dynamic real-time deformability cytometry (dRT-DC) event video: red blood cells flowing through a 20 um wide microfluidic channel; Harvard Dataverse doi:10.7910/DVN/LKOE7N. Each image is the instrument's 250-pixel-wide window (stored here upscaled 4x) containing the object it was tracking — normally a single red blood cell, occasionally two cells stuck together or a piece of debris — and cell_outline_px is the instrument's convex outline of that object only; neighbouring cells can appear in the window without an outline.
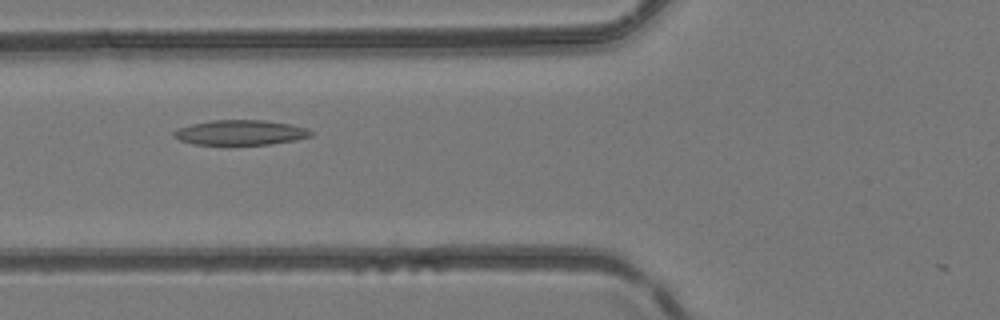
{"species": "common noctule bat (a hibernating species)", "species_latin": "Nyctalus noctula", "temperature_condition": "room temperature", "stored_images_in_passage": 10, "camera_frame_rate_fps": 3000, "um_per_image_px": 0.085, "animal": {"sex": "female", "body_mass_g": 24.6, "forearm_length_mm": 56.2}, "frame": {"image": 1, "passage_image": 6, "time_ms": 1.667, "image_size_px": [1000, 320], "cell_outline_px": [[312, 136], [296, 140], [272, 144], [192, 144], [180, 140], [172, 136], [172, 132], [176, 128], [192, 124], [212, 120], [264, 120], [288, 124], [304, 128], [312, 132]], "centroid_in_image_um": [20.39, 11.26], "position_along_channel_um": 105.4, "area_um2": 19.83}}
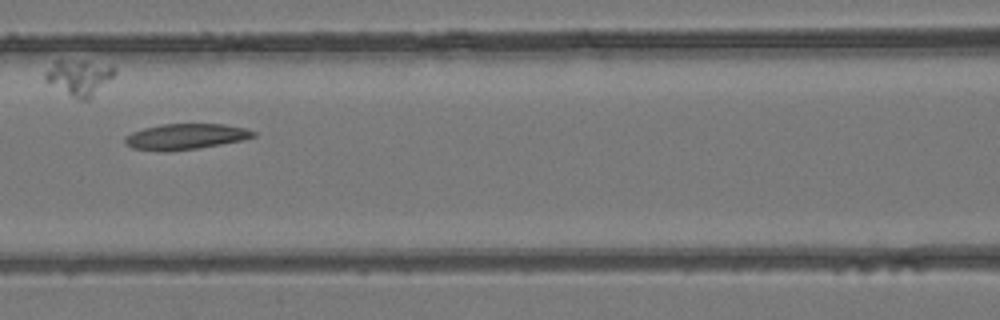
{"frame": {"image": 2, "passage_image": 7, "time_ms": 2.0, "image_size_px": [1000, 320], "cell_outline_px": [[256, 136], [244, 140], [196, 148], [168, 152], [160, 152], [132, 148], [124, 144], [124, 136], [132, 132], [144, 128], [160, 124], [224, 124], [248, 128], [256, 132]], "centroid_in_image_um": [15.75, 11.61], "position_along_channel_um": 150.8, "area_um2": 19.54}}
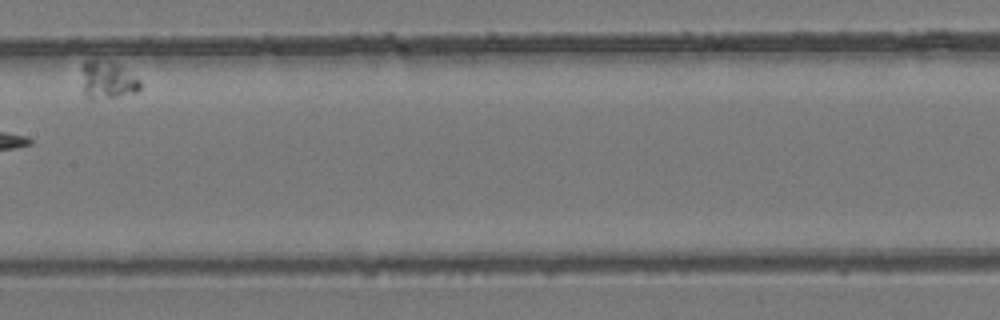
{"frame": {"image": 3, "passage_image": 8, "time_ms": 2.333, "image_size_px": [1000, 320], "cell_outline_px": [[140, 88], [136, 92], [96, 100], [88, 100], [84, 96], [80, 72], [80, 64], [88, 60], [112, 60], [140, 80]], "centroid_in_image_um": [9.05, 6.79], "position_along_channel_um": 198.4, "area_um2": 13.24}}